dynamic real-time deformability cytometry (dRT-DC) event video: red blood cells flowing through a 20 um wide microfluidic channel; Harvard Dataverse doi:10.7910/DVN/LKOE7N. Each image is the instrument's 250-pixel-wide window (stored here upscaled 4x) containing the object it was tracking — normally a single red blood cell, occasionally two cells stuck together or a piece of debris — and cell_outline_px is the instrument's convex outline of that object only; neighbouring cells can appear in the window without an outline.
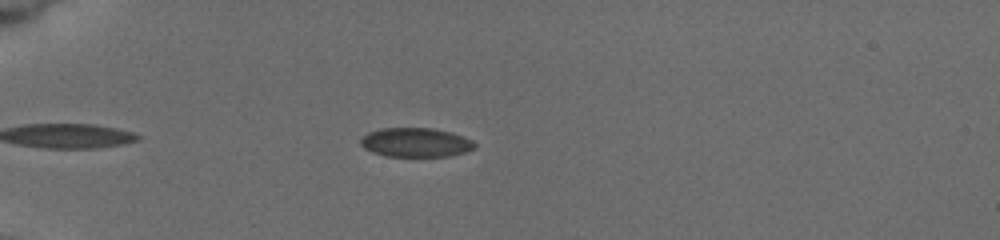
{"species": "common noctule bat (a hibernating species)", "species_latin": "Nyctalus noctula", "temperature_condition": "cold", "stored_images_in_passage": 23, "camera_frame_rate_fps": 3000, "um_per_image_px": 0.085, "animal": {"sex": "female", "body_mass_g": 19.5, "forearm_length_mm": 54.1}, "frame": {"image": 1, "passage_image": 6, "time_ms": 2.0, "image_size_px": [1000, 240], "cell_outline_px": [[476, 148], [464, 152], [448, 156], [384, 156], [372, 152], [364, 148], [360, 144], [360, 140], [368, 132], [380, 128], [432, 128], [452, 132], [472, 140], [476, 144]], "centroid_in_image_um": [35.33, 12.1], "position_along_channel_um": 49.7, "area_um2": 19.42}}
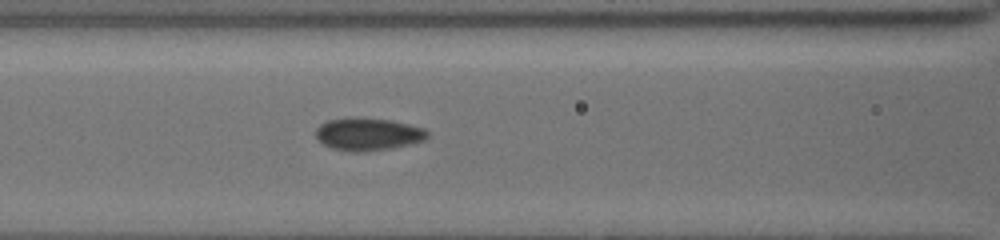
{"frame": {"image": 2, "passage_image": 17, "time_ms": 5.0, "image_size_px": [1000, 240], "cell_outline_px": [[428, 136], [424, 140], [412, 144], [392, 148], [364, 152], [348, 152], [332, 148], [324, 144], [316, 136], [316, 128], [320, 124], [328, 120], [348, 116], [392, 120], [424, 128], [428, 132]], "centroid_in_image_um": [31.28, 11.4], "position_along_channel_um": 135.3, "area_um2": 21.5}}
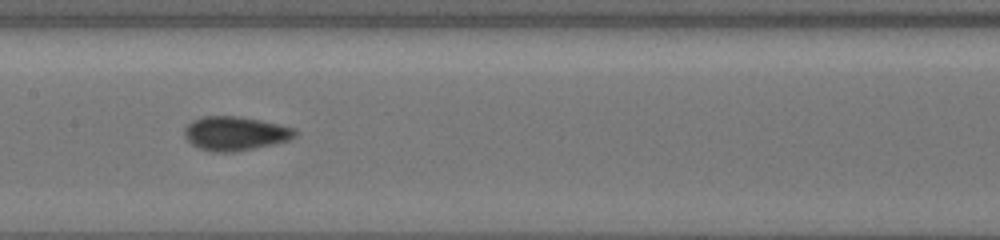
{"frame": {"image": 3, "passage_image": 22, "time_ms": 6.333, "image_size_px": [1000, 240], "cell_outline_px": [[300, 132], [292, 140], [276, 144], [236, 152], [212, 152], [196, 148], [184, 136], [184, 128], [192, 120], [200, 116], [236, 116], [260, 120], [296, 128]], "centroid_in_image_um": [20.02, 11.35], "position_along_channel_um": 187.4, "area_um2": 22.43}}